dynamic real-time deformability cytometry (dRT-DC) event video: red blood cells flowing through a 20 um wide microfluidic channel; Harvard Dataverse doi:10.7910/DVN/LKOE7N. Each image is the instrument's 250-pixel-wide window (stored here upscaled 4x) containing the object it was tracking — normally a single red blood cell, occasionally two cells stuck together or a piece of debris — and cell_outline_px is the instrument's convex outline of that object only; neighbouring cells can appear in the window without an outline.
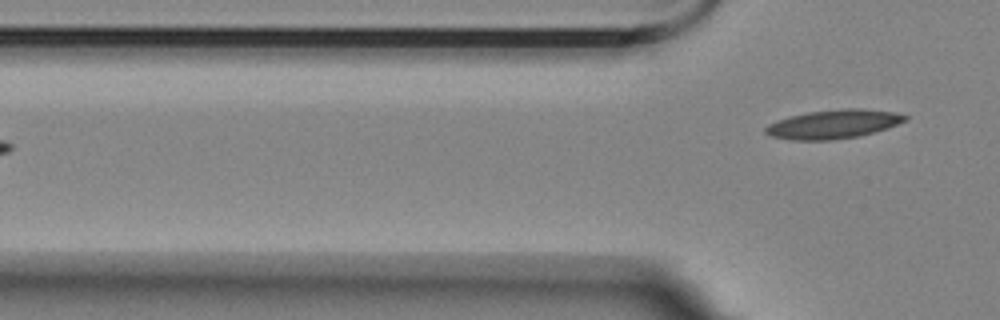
{"species": "Egyptian fruit bat (a non-hibernating species)", "species_latin": "Rousettus aegyptiacus", "temperature_condition": "room temperature", "stored_images_in_passage": 6, "segment_of_instrument_passage": [2, 2], "camera_frame_rate_fps": 3000, "um_per_image_px": 0.085, "animal": {"sex": "female"}, "frame": {"image": 1, "passage_image": 6, "time_ms": 5.667, "image_size_px": [1000, 320], "cell_outline_px": [[908, 120], [860, 136], [832, 140], [792, 140], [768, 136], [764, 132], [764, 128], [768, 124], [776, 120], [788, 116], [808, 112], [844, 108], [860, 108], [896, 112], [908, 116]], "centroid_in_image_um": [70.78, 10.55], "position_along_channel_um": 55.0, "area_um2": 23.58}}